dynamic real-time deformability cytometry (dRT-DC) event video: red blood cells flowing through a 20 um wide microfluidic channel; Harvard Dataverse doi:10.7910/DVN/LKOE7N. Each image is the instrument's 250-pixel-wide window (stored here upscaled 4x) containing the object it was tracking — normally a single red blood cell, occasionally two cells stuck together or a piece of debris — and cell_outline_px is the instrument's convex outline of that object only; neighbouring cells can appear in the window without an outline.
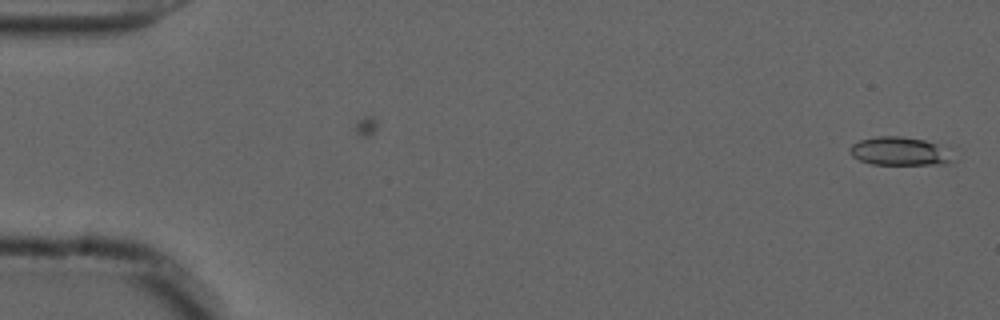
{"species": "common noctule bat (a hibernating species)", "species_latin": "Nyctalus noctula", "temperature_condition": "cold", "stored_images_in_passage": 54, "camera_frame_rate_fps": 3000, "um_per_image_px": 0.085, "animal": {"sex": "male", "forearm_length_mm": 52.5}, "frame": {"image": 1, "passage_image": 1, "time_ms": 0.0, "image_size_px": [1000, 320], "cell_outline_px": [[956, 160], [944, 164], [872, 164], [860, 160], [852, 156], [848, 148], [852, 144], [860, 140], [876, 136], [900, 136], [924, 140], [936, 144]], "centroid_in_image_um": [76.4, 12.86], "position_along_channel_um": 8.6, "area_um2": 16.76}}
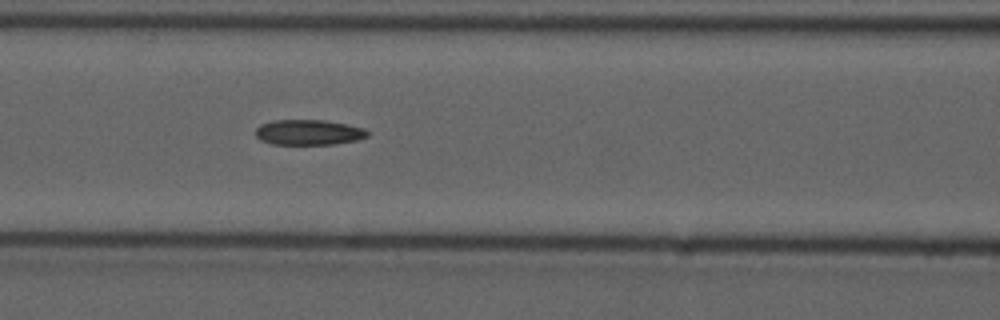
{"frame": {"image": 2, "passage_image": 23, "time_ms": 7.333, "image_size_px": [1000, 320], "cell_outline_px": [[368, 136], [356, 140], [332, 144], [272, 144], [260, 140], [256, 136], [256, 128], [260, 124], [276, 120], [324, 120], [348, 124], [364, 128], [368, 132]], "centroid_in_image_um": [26.22, 11.24], "position_along_channel_um": 140.4, "area_um2": 16.47}}
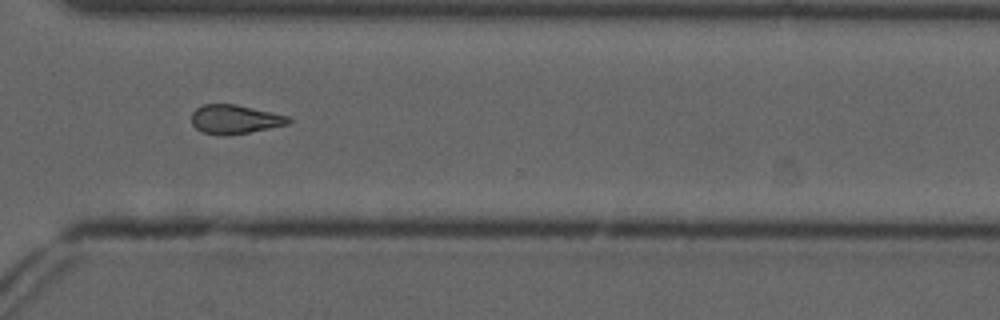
{"frame": {"image": 3, "passage_image": 40, "time_ms": 13.0, "image_size_px": [1000, 320], "cell_outline_px": [[292, 120], [288, 124], [248, 132], [224, 136], [204, 132], [196, 128], [192, 124], [192, 112], [196, 108], [204, 104], [236, 104], [288, 116]], "centroid_in_image_um": [19.94, 10.13], "position_along_channel_um": 350.7, "area_um2": 16.18}, "authors_computed_cell_mechanics": {"area_um2": 16.6175, "velocity_mm_per_s": 3.7149, "shape_relaxation_time_tau1_ms": null, "shape_relaxation_time_tau2_ms": 7.8855, "deformation_change_tau1": null, "deformation_change_tau2": 0.1856}}